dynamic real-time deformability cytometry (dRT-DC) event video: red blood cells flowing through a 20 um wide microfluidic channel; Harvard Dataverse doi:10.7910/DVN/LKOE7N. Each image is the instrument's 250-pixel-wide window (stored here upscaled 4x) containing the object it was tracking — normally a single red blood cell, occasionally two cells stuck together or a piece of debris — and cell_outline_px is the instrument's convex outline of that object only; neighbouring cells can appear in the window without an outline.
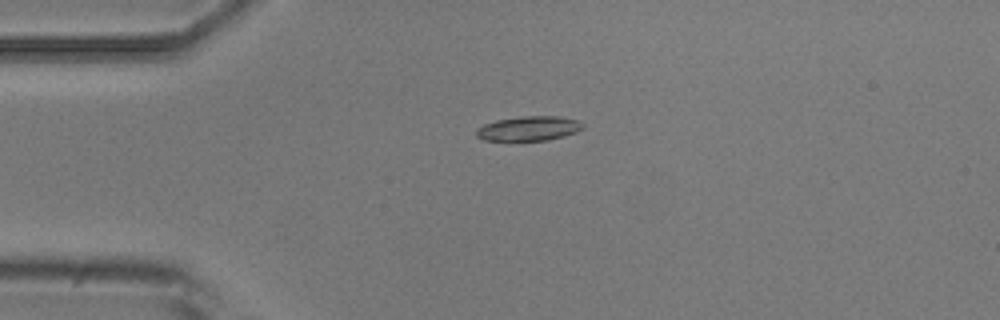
{"species": "common noctule bat (a hibernating species)", "species_latin": "Nyctalus noctula", "temperature_condition": "room temperature", "stored_images_in_passage": 6, "camera_frame_rate_fps": 3000, "um_per_image_px": 0.085, "animal": {"sex": "male", "body_mass_g": 20.5, "forearm_length_mm": 52.5}, "frame": {"image": 1, "passage_image": 1, "time_ms": 0.0, "image_size_px": [1000, 320], "cell_outline_px": [[584, 128], [576, 132], [564, 136], [548, 140], [484, 140], [476, 136], [476, 128], [484, 124], [496, 120], [520, 116], [560, 116], [576, 120], [584, 124]], "centroid_in_image_um": [44.95, 10.91], "position_along_channel_um": 40.1, "area_um2": 15.26}}
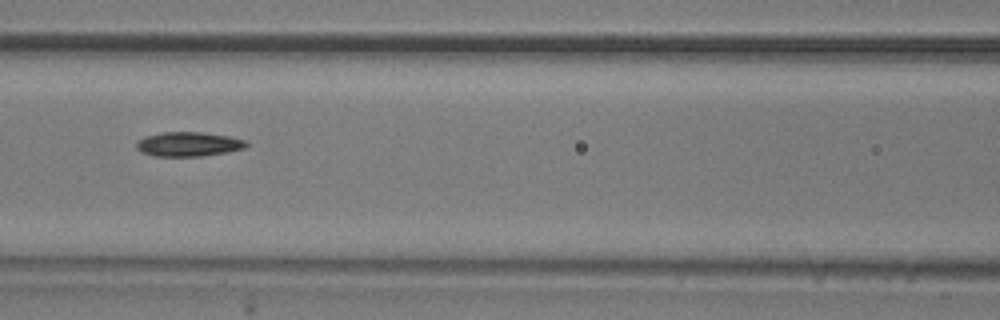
{"frame": {"image": 2, "passage_image": 4, "time_ms": 3.667, "image_size_px": [1000, 320], "cell_outline_px": [[248, 144], [244, 148], [228, 152], [200, 156], [156, 156], [140, 152], [136, 148], [136, 144], [144, 136], [164, 132], [200, 132], [232, 136], [248, 140]], "centroid_in_image_um": [16.06, 12.25], "position_along_channel_um": 150.5, "area_um2": 15.72}}
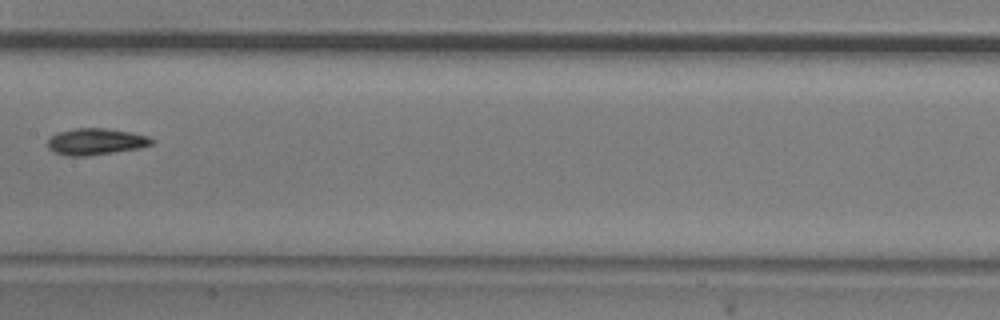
{"frame": {"image": 3, "passage_image": 5, "time_ms": 5.0, "image_size_px": [1000, 320], "cell_outline_px": [[156, 140], [152, 144], [140, 148], [84, 156], [68, 156], [56, 152], [48, 148], [48, 140], [56, 132], [76, 128], [104, 128], [132, 132], [148, 136]], "centroid_in_image_um": [8.16, 12.02], "position_along_channel_um": 199.2, "area_um2": 16.01}}